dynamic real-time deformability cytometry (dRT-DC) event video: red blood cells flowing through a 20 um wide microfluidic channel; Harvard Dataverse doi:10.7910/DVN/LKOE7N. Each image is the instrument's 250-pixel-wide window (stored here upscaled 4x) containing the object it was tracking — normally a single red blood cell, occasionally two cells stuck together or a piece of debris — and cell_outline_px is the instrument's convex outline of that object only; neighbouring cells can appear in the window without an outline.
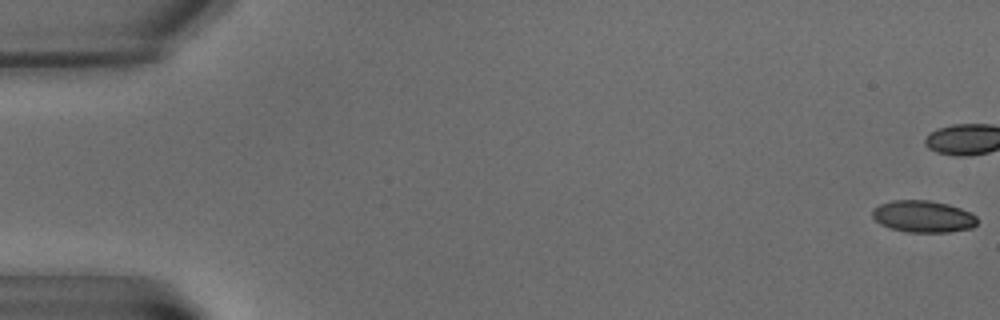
{"species": "common noctule bat (a hibernating species)", "species_latin": "Nyctalus noctula", "temperature_condition": "warm", "stored_images_in_passage": 10, "camera_frame_rate_fps": 3000, "um_per_image_px": 0.085, "animal": {"sex": "male", "body_mass_g": 15.6}, "frame": {"image": 1, "passage_image": 1, "time_ms": 0.0, "image_size_px": [1000, 320], "cell_outline_px": [[976, 224], [972, 228], [948, 232], [904, 232], [880, 224], [872, 216], [872, 208], [880, 204], [892, 200], [928, 200], [948, 204], [972, 212], [976, 216]], "centroid_in_image_um": [78.46, 18.39], "position_along_channel_um": 6.5, "area_um2": 19.54}}
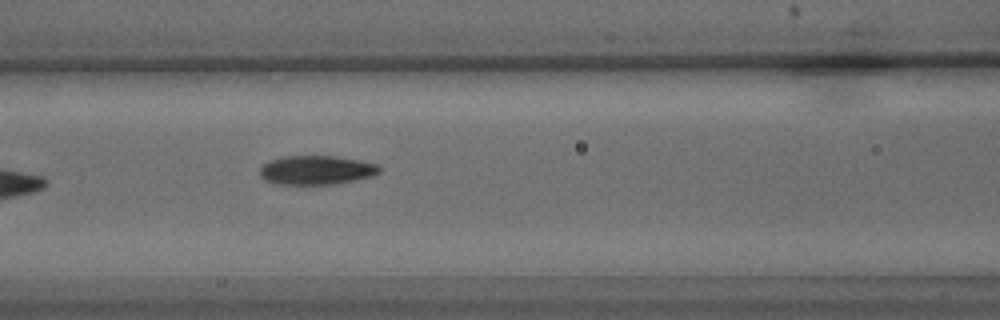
{"frame": {"image": 2, "passage_image": 10, "time_ms": 11.333, "image_size_px": [1000, 320], "cell_outline_px": [[380, 172], [372, 176], [332, 184], [272, 184], [264, 180], [260, 176], [260, 168], [268, 160], [284, 156], [332, 156], [360, 160], [376, 164], [380, 168]], "centroid_in_image_um": [26.83, 14.45], "position_along_channel_um": 139.8, "area_um2": 20.17}}